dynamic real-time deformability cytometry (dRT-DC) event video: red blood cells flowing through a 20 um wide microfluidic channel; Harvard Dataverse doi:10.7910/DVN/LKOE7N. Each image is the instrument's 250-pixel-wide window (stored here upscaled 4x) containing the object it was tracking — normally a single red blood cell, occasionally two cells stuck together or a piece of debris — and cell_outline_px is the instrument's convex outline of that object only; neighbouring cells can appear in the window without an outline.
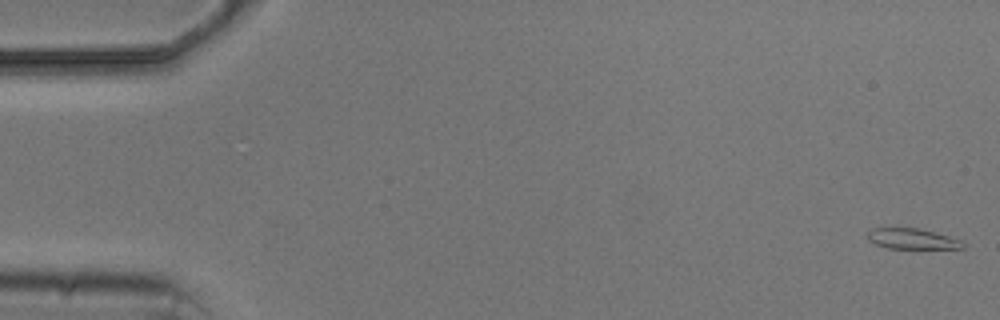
{"species": "common noctule bat (a hibernating species)", "species_latin": "Nyctalus noctula", "temperature_condition": "cold", "stored_images_in_passage": 5, "camera_frame_rate_fps": 3000, "um_per_image_px": 0.085, "animal": {"sex": "male", "body_mass_g": 20.5, "forearm_length_mm": 52.5}, "frame": {"image": 1, "passage_image": 1, "time_ms": 0.0, "image_size_px": [1000, 320], "cell_outline_px": [[964, 248], [888, 248], [876, 244], [868, 240], [868, 232], [872, 228], [920, 228], [948, 236], [960, 240], [964, 244]], "centroid_in_image_um": [77.51, 20.29], "position_along_channel_um": 7.5, "area_um2": 11.21}}
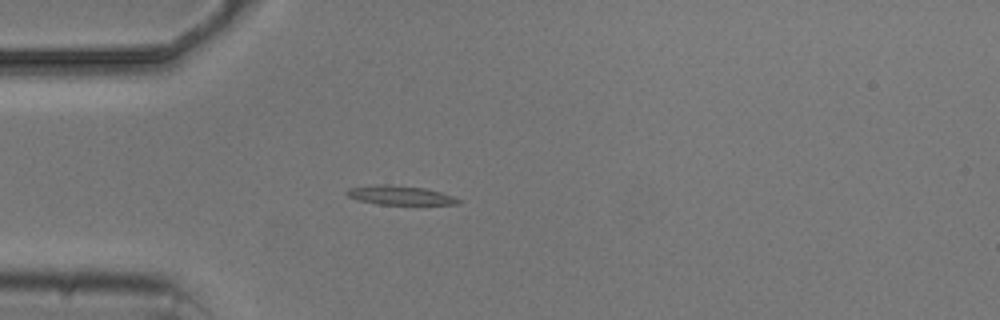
{"frame": {"image": 2, "passage_image": 5, "time_ms": 4.667, "image_size_px": [1000, 320], "cell_outline_px": [[464, 200], [460, 204], [376, 204], [356, 200], [348, 196], [344, 192], [348, 188], [376, 184], [388, 184], [424, 188], [440, 192]], "centroid_in_image_um": [33.97, 16.59], "position_along_channel_um": 51.0, "area_um2": 12.48}}